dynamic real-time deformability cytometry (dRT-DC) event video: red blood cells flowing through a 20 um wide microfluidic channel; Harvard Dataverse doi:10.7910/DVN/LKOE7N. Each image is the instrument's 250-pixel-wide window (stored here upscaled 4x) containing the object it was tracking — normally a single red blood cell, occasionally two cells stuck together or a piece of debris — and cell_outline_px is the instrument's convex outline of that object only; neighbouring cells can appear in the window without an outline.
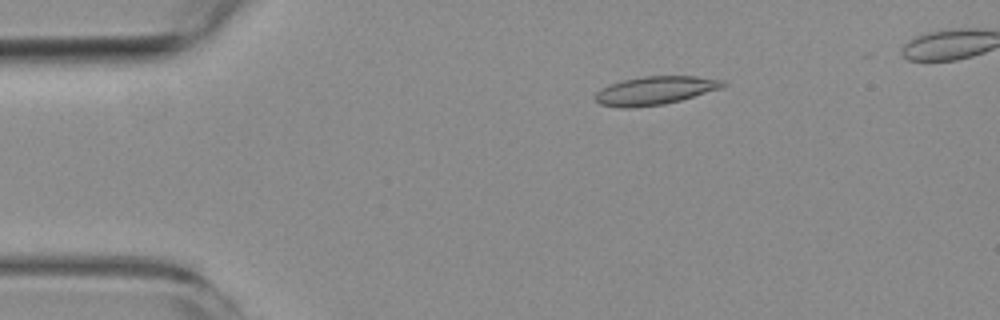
{"species": "common noctule bat (a hibernating species)", "species_latin": "Nyctalus noctula", "temperature_condition": "room temperature", "stored_images_in_passage": 6, "camera_frame_rate_fps": 3000, "um_per_image_px": 0.085, "animal": {"sex": "female", "body_mass_g": 19.3, "forearm_length_mm": 54.1}, "frame": {"image": 1, "passage_image": 1, "time_ms": 0.0, "image_size_px": [1000, 320], "cell_outline_px": [[728, 84], [720, 88], [680, 100], [664, 104], [636, 108], [620, 108], [600, 104], [592, 96], [600, 88], [608, 84], [624, 80], [644, 76], [696, 76], [724, 80]], "centroid_in_image_um": [55.63, 7.7], "position_along_channel_um": 29.4, "area_um2": 21.21}}
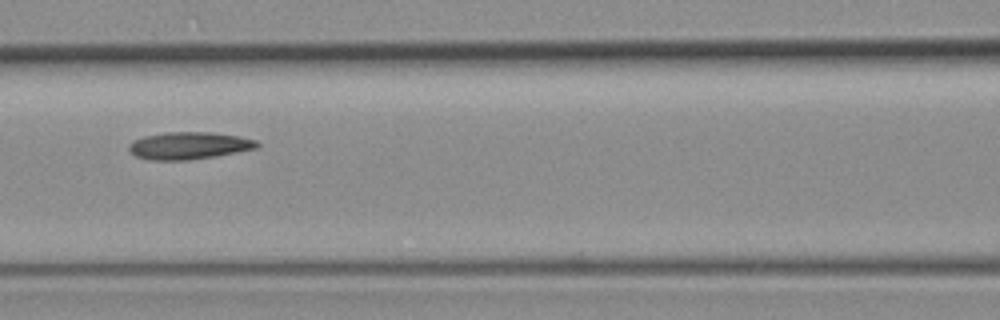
{"frame": {"image": 2, "passage_image": 5, "time_ms": 4.667, "image_size_px": [1000, 320], "cell_outline_px": [[260, 144], [256, 148], [216, 156], [188, 160], [148, 160], [136, 156], [128, 148], [128, 144], [144, 136], [164, 132], [212, 132], [240, 136], [256, 140]], "centroid_in_image_um": [16.07, 12.37], "position_along_channel_um": 150.5, "area_um2": 20.35}}
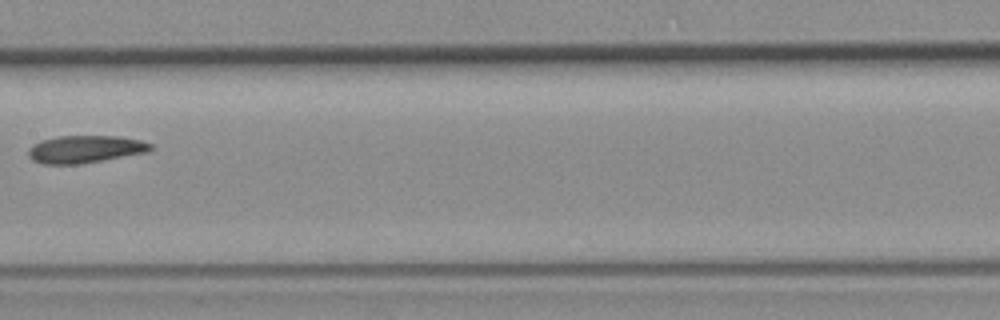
{"frame": {"image": 3, "passage_image": 6, "time_ms": 6.0, "image_size_px": [1000, 320], "cell_outline_px": [[152, 148], [148, 152], [104, 160], [80, 164], [44, 164], [32, 160], [28, 156], [28, 148], [32, 144], [40, 140], [60, 136], [116, 136], [140, 140], [152, 144]], "centroid_in_image_um": [7.21, 12.68], "position_along_channel_um": 200.2, "area_um2": 19.65}}